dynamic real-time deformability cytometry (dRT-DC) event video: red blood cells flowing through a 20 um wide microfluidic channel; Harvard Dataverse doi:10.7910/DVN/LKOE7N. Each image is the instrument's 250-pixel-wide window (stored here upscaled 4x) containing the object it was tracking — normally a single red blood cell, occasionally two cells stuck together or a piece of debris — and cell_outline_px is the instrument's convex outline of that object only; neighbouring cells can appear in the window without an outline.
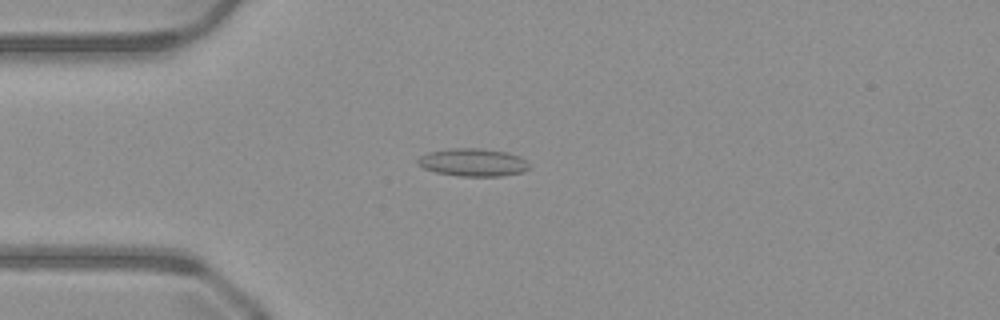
{"species": "common noctule bat (a hibernating species)", "species_latin": "Nyctalus noctula", "temperature_condition": "warm", "stored_images_in_passage": 22, "camera_frame_rate_fps": 3000, "um_per_image_px": 0.085, "animal": {"sex": "male", "body_mass_g": 23.1, "forearm_length_mm": 52.7}, "frame": {"image": 1, "passage_image": 10, "time_ms": 3.0, "image_size_px": [1000, 320], "cell_outline_px": [[528, 168], [524, 172], [500, 176], [460, 176], [436, 172], [424, 168], [416, 164], [416, 160], [420, 156], [428, 152], [448, 148], [480, 148], [508, 152], [520, 156], [528, 164]], "centroid_in_image_um": [40.17, 13.79], "position_along_channel_um": 44.8, "area_um2": 18.15}}
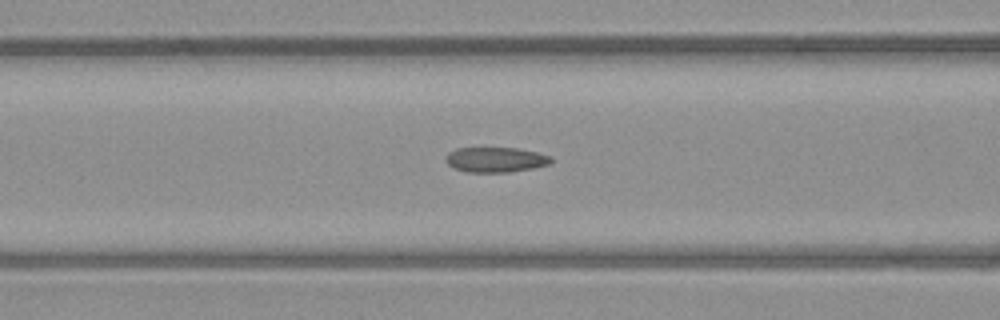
{"frame": {"image": 2, "passage_image": 17, "time_ms": 5.333, "image_size_px": [1000, 320], "cell_outline_px": [[552, 160], [548, 164], [532, 168], [508, 172], [468, 172], [452, 168], [444, 160], [444, 156], [448, 152], [456, 148], [516, 148], [536, 152], [552, 156]], "centroid_in_image_um": [42.07, 13.57], "position_along_channel_um": 124.5, "area_um2": 15.43}}
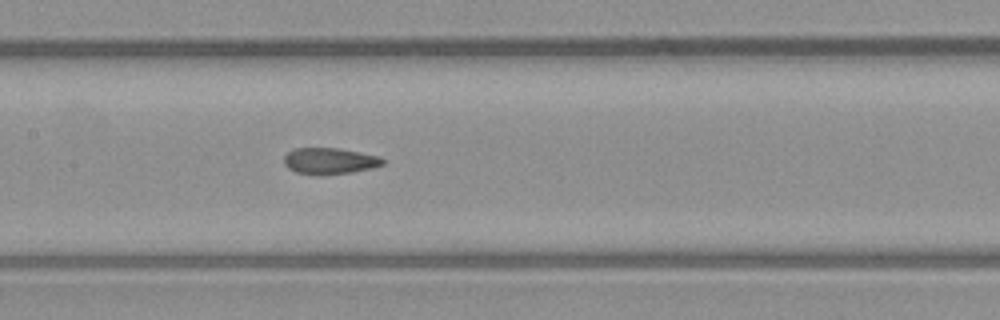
{"frame": {"image": 3, "passage_image": 21, "time_ms": 6.667, "image_size_px": [1000, 320], "cell_outline_px": [[388, 160], [384, 164], [372, 168], [352, 172], [324, 176], [316, 176], [296, 172], [288, 168], [284, 164], [284, 156], [288, 152], [296, 148], [340, 148], [380, 156]], "centroid_in_image_um": [28.05, 13.7], "position_along_channel_um": 179.3, "area_um2": 15.55}}